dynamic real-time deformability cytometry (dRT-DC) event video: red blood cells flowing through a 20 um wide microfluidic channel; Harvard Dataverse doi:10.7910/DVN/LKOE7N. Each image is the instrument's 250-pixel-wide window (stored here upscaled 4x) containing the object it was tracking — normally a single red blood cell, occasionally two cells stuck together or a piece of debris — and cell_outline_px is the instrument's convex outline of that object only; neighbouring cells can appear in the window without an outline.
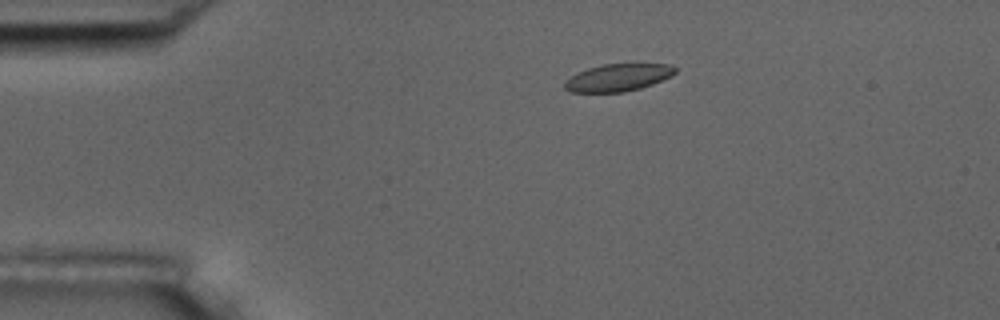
{"species": "common noctule bat (a hibernating species)", "species_latin": "Nyctalus noctula", "temperature_condition": "room temperature", "stored_images_in_passage": 5, "camera_frame_rate_fps": 3000, "um_per_image_px": 0.085, "animal": {"sex": "male", "body_mass_g": 17.5, "forearm_length_mm": 52.3}, "frame": {"image": 1, "passage_image": 1, "time_ms": 0.0, "image_size_px": [1000, 320], "cell_outline_px": [[676, 72], [672, 76], [652, 84], [640, 88], [624, 92], [572, 92], [564, 88], [564, 80], [588, 68], [604, 64], [672, 64], [676, 68]], "centroid_in_image_um": [52.55, 6.59], "position_along_channel_um": 32.4, "area_um2": 17.51}}
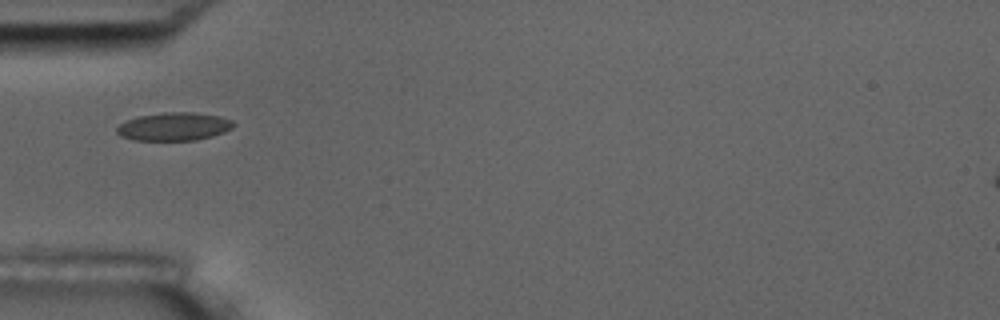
{"frame": {"image": 2, "passage_image": 3, "time_ms": 2.333, "image_size_px": [1000, 320], "cell_outline_px": [[236, 124], [232, 128], [224, 132], [212, 136], [196, 140], [136, 140], [120, 136], [116, 132], [116, 128], [124, 120], [136, 116], [164, 112], [192, 112], [220, 116], [232, 120]], "centroid_in_image_um": [14.77, 10.75], "position_along_channel_um": 70.2, "area_um2": 19.31}}